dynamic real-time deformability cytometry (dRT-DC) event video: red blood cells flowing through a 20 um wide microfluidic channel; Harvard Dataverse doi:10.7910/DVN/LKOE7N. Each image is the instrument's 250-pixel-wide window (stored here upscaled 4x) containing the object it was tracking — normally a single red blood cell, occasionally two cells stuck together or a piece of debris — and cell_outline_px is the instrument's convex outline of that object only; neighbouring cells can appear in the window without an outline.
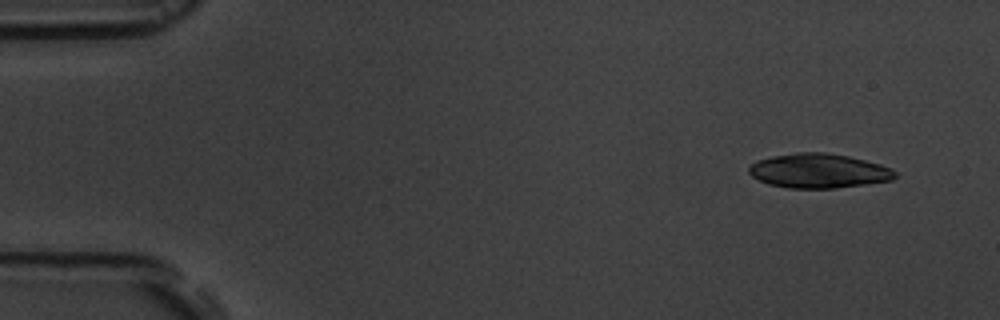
{"species": "common noctule bat (a hibernating species)", "species_latin": "Nyctalus noctula", "temperature_condition": "room temperature", "stored_images_in_passage": 5, "camera_frame_rate_fps": 3000, "um_per_image_px": 0.085, "animal": {"sex": "male", "body_mass_g": 19.5, "forearm_length_mm": 54.6}, "frame": {"image": 1, "passage_image": 1, "time_ms": 0.0, "image_size_px": [1000, 320], "cell_outline_px": [[896, 176], [892, 180], [836, 188], [788, 188], [768, 184], [752, 176], [748, 172], [748, 168], [756, 160], [772, 156], [796, 152], [824, 152], [848, 156], [880, 164], [892, 168], [896, 172]], "centroid_in_image_um": [69.57, 14.52], "position_along_channel_um": 15.4, "area_um2": 29.3}}